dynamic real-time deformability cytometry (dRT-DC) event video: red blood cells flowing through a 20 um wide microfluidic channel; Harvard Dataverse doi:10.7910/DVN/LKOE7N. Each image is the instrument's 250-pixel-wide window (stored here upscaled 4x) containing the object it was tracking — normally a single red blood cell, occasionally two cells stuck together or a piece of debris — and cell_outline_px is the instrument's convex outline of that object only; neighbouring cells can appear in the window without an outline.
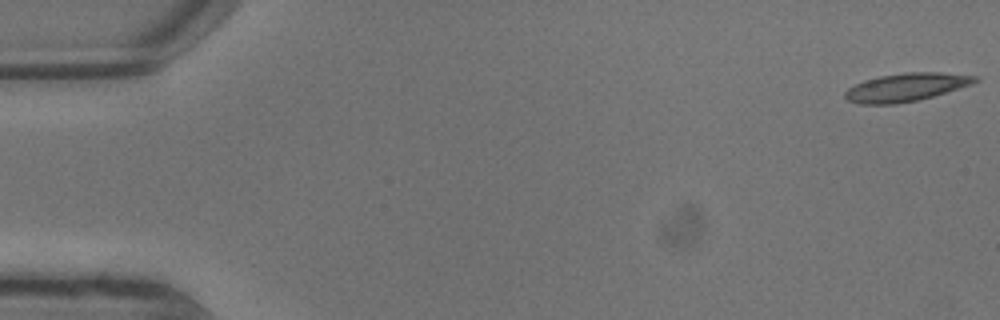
{"species": "common noctule bat (a hibernating species)", "species_latin": "Nyctalus noctula", "temperature_condition": "warm", "stored_images_in_passage": 10, "camera_frame_rate_fps": 3000, "um_per_image_px": 0.085, "animal": {"sex": "male", "body_mass_g": 13.3}, "frame": {"image": 1, "passage_image": 1, "time_ms": 0.0, "image_size_px": [1000, 320], "cell_outline_px": [[980, 80], [972, 84], [932, 96], [916, 100], [896, 104], [860, 104], [848, 100], [844, 96], [844, 92], [848, 88], [864, 80], [880, 76], [904, 72], [940, 72], [980, 76]], "centroid_in_image_um": [77.03, 7.4], "position_along_channel_um": 8.0, "area_um2": 21.27}}
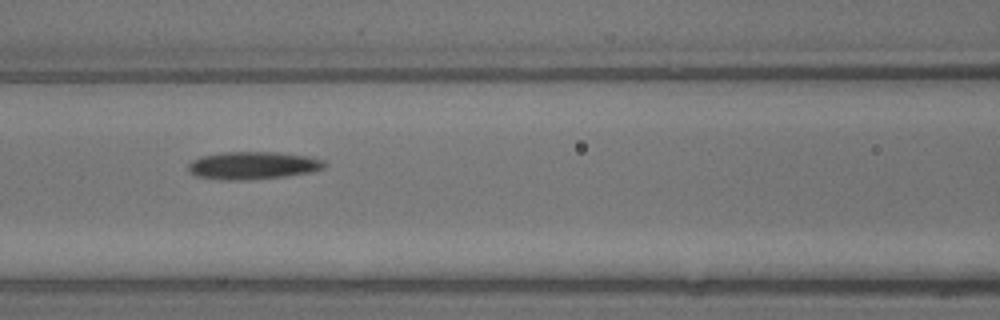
{"frame": {"image": 2, "passage_image": 9, "time_ms": 2.667, "image_size_px": [1000, 320], "cell_outline_px": [[328, 164], [324, 168], [312, 172], [288, 176], [248, 180], [220, 180], [196, 176], [188, 172], [188, 164], [192, 160], [200, 156], [224, 152], [276, 152], [308, 156], [324, 160]], "centroid_in_image_um": [21.5, 14.07], "position_along_channel_um": 145.1, "area_um2": 22.31}}
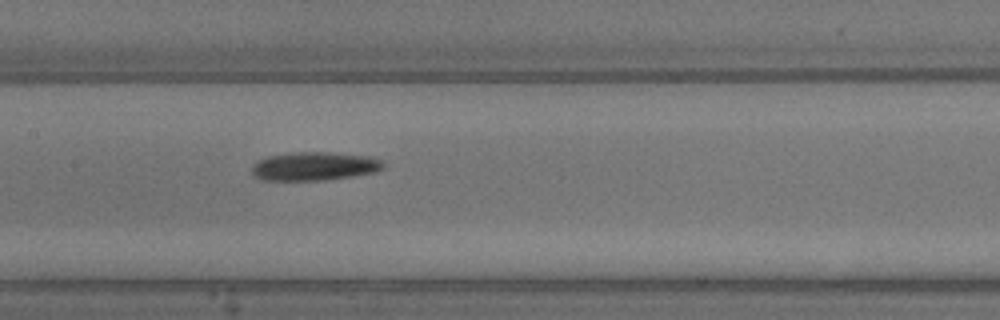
{"frame": {"image": 3, "passage_image": 10, "time_ms": 3.0, "image_size_px": [1000, 320], "cell_outline_px": [[384, 168], [376, 172], [352, 176], [324, 180], [264, 180], [252, 176], [252, 164], [256, 160], [268, 156], [296, 152], [324, 152], [368, 156], [384, 160]], "centroid_in_image_um": [26.71, 14.13], "position_along_channel_um": 180.7, "area_um2": 21.96}}